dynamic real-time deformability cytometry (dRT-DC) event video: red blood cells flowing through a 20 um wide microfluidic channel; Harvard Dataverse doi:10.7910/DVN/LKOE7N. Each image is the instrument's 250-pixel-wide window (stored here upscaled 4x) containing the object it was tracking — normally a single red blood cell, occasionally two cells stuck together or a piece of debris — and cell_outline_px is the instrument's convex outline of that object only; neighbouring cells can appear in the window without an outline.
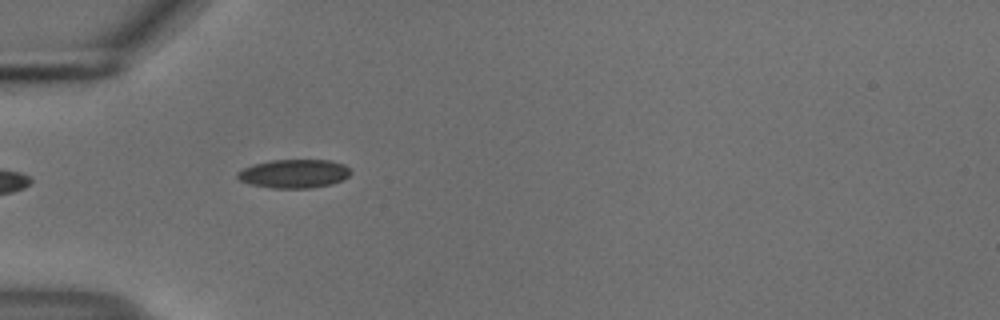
{"species": "common noctule bat (a hibernating species)", "species_latin": "Nyctalus noctula", "temperature_condition": "cold", "stored_images_in_passage": 41, "camera_frame_rate_fps": 3000, "um_per_image_px": 0.085, "animal": {"sex": "male", "body_mass_g": 18.8}, "frame": {"image": 1, "passage_image": 4, "time_ms": 1.0, "image_size_px": [1000, 320], "cell_outline_px": [[352, 172], [344, 180], [332, 184], [308, 188], [272, 188], [252, 184], [240, 180], [236, 176], [236, 172], [252, 164], [272, 160], [328, 160], [344, 164]], "centroid_in_image_um": [25.0, 14.76], "position_along_channel_um": 60.0, "area_um2": 18.9}}
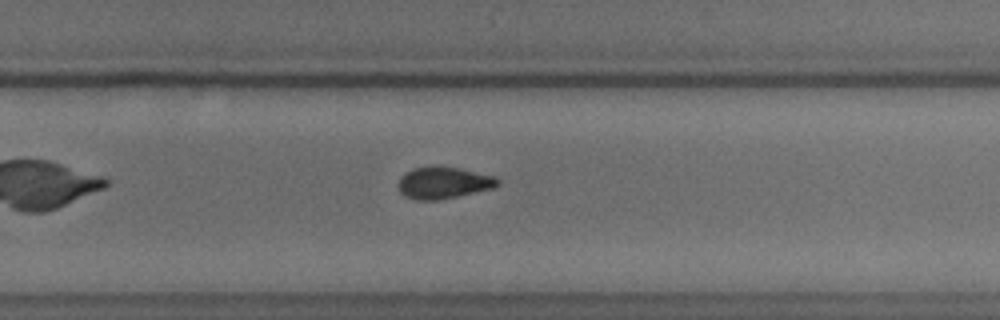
{"frame": {"image": 2, "passage_image": 23, "time_ms": 7.333, "image_size_px": [1000, 320], "cell_outline_px": [[500, 184], [492, 188], [456, 196], [436, 200], [416, 200], [404, 196], [400, 192], [396, 184], [400, 176], [404, 172], [412, 168], [460, 168], [496, 176], [500, 180]], "centroid_in_image_um": [37.66, 15.55], "position_along_channel_um": 292.1, "area_um2": 18.21}}
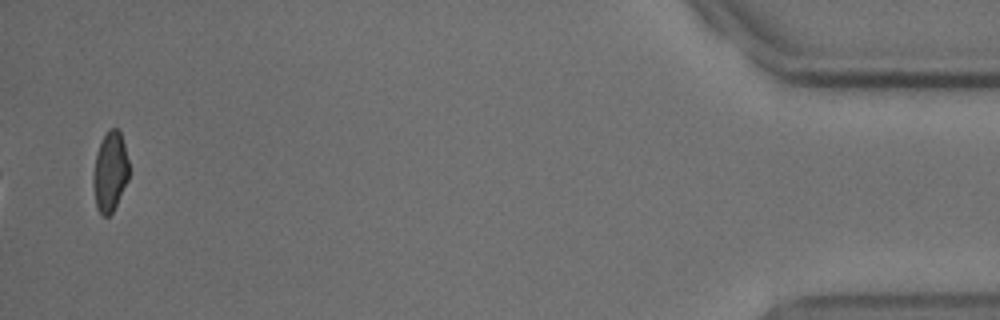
{"frame": {"image": 3, "passage_image": 40, "time_ms": 13.0, "image_size_px": [1000, 320], "cell_outline_px": [[128, 180], [112, 212], [108, 216], [100, 216], [96, 208], [92, 184], [92, 172], [96, 152], [108, 128], [116, 128], [120, 132], [124, 144], [128, 160]], "centroid_in_image_um": [9.32, 14.62], "position_along_channel_um": 425.9, "area_um2": 16.76}, "authors_computed_cell_mechanics": {"area_um2": 18.3804, "velocity_mm_per_s": 3.7341, "shape_relaxation_time_tau1_ms": 3.4368, "shape_relaxation_time_tau2_ms": 3.6005, "deformation_change_tau1": 0.0857, "deformation_change_tau2": 0.0808}}